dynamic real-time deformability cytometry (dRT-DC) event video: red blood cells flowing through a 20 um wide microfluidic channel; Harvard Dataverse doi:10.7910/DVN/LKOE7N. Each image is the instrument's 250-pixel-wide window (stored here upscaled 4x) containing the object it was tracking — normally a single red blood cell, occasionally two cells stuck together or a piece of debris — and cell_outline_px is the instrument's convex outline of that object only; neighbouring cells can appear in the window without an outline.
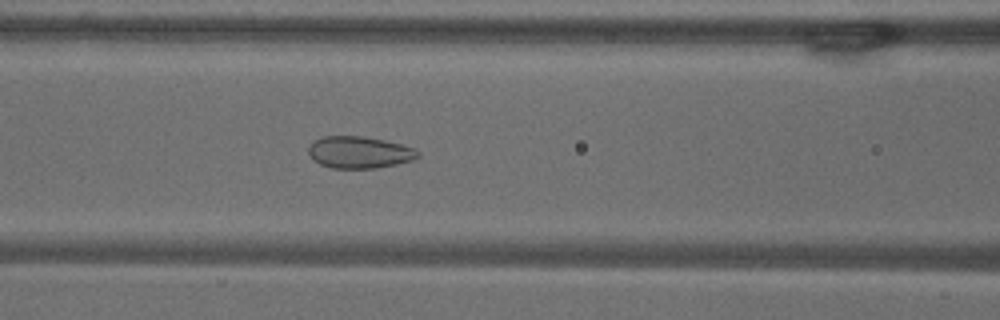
{"species": "common noctule bat (a hibernating species)", "species_latin": "Nyctalus noctula", "temperature_condition": "warm", "stored_images_in_passage": 44, "camera_frame_rate_fps": 3000, "um_per_image_px": 0.085, "animal": {"sex": "male", "body_mass_g": 18.8}, "frame": {"image": 1, "passage_image": 12, "time_ms": 3.667, "image_size_px": [1000, 320], "cell_outline_px": [[420, 156], [412, 160], [396, 164], [376, 168], [332, 168], [320, 164], [312, 160], [308, 152], [308, 148], [320, 136], [364, 136], [384, 140], [416, 148], [420, 152]], "centroid_in_image_um": [30.55, 12.94], "position_along_channel_um": 136.0, "area_um2": 20.4}}
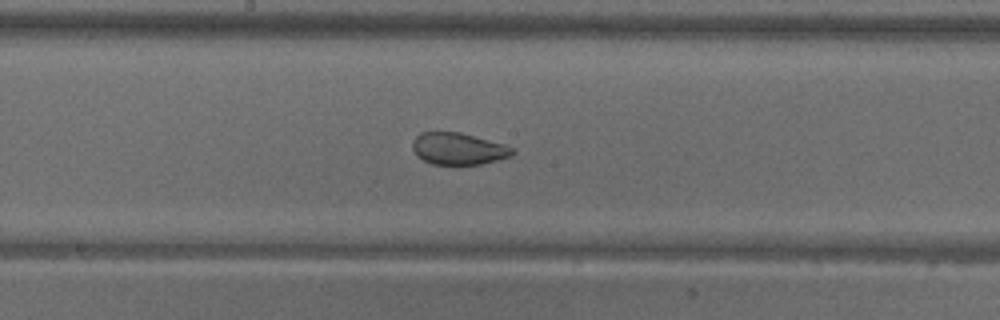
{"frame": {"image": 2, "passage_image": 18, "time_ms": 5.667, "image_size_px": [1000, 320], "cell_outline_px": [[516, 152], [512, 156], [480, 164], [432, 164], [416, 156], [412, 148], [412, 140], [420, 132], [460, 132], [504, 144], [516, 148]], "centroid_in_image_um": [38.96, 12.63], "position_along_channel_um": 209.2, "area_um2": 18.67}}
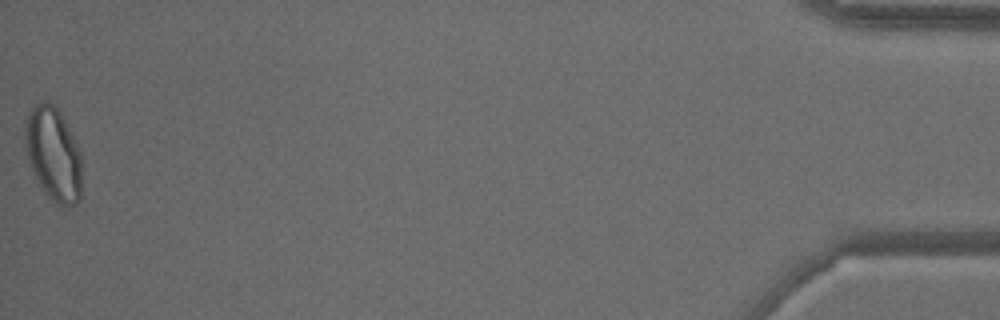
{"frame": {"image": 3, "passage_image": 44, "time_ms": 14.333, "image_size_px": [1000, 320], "cell_outline_px": [[80, 200], [76, 204], [68, 208], [60, 208], [44, 192], [32, 168], [24, 148], [24, 124], [28, 112], [36, 104], [44, 100], [52, 104], [60, 112], [80, 148]], "centroid_in_image_um": [4.52, 13.1], "position_along_channel_um": 430.7, "area_um2": 31.15}, "authors_computed_cell_mechanics": {"area_um2": 22.5709, "velocity_mm_per_s": 3.6668, "shape_relaxation_time_tau1_ms": null, "shape_relaxation_time_tau2_ms": 0.8454, "deformation_change_tau1": null, "deformation_change_tau2": 0.0673}}